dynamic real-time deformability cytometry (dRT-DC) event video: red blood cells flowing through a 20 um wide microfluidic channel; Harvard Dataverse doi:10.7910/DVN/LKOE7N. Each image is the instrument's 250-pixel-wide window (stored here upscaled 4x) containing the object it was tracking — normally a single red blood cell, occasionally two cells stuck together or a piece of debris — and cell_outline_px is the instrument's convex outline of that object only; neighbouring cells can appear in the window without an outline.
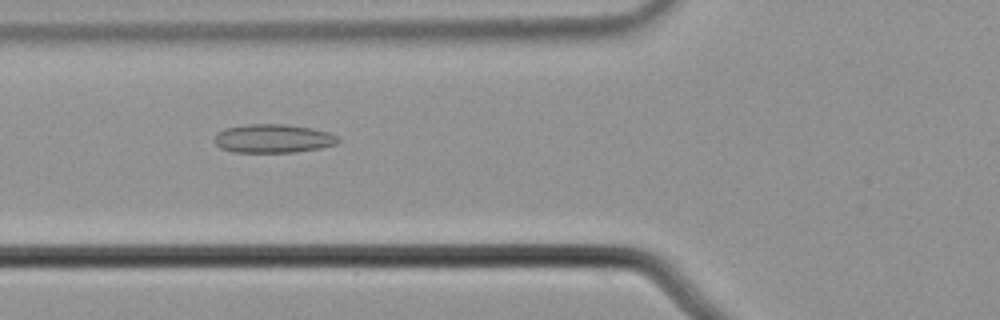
{"species": "common noctule bat (a hibernating species)", "species_latin": "Nyctalus noctula", "temperature_condition": "cold", "stored_images_in_passage": 42, "camera_frame_rate_fps": 3000, "um_per_image_px": 0.085, "animal": {"sex": "male", "body_mass_g": 21.5, "forearm_length_mm": 52.0}, "frame": {"image": 1, "passage_image": 8, "time_ms": 2.333, "image_size_px": [1000, 320], "cell_outline_px": [[340, 140], [336, 144], [320, 148], [296, 152], [232, 152], [220, 148], [212, 140], [216, 132], [224, 128], [248, 124], [284, 124], [312, 128], [328, 132], [336, 136]], "centroid_in_image_um": [23.16, 11.77], "position_along_channel_um": 102.6, "area_um2": 20.81}}
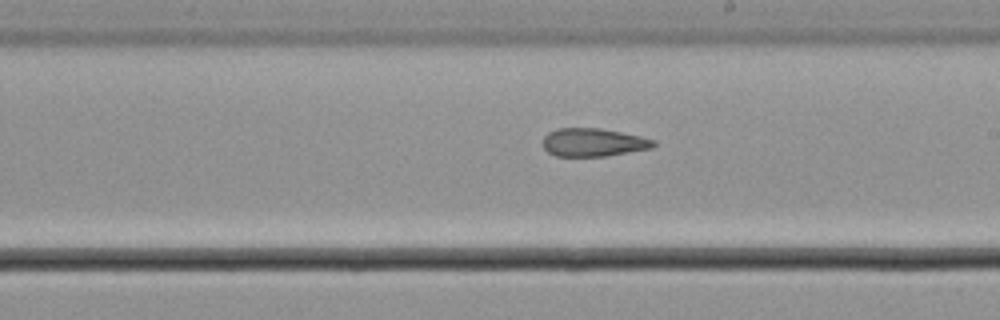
{"frame": {"image": 2, "passage_image": 19, "time_ms": 6.0, "image_size_px": [1000, 320], "cell_outline_px": [[656, 144], [652, 148], [608, 156], [556, 156], [548, 152], [544, 148], [544, 136], [548, 132], [556, 128], [600, 128], [640, 136], [656, 140]], "centroid_in_image_um": [50.44, 12.1], "position_along_channel_um": 238.6, "area_um2": 18.21}}
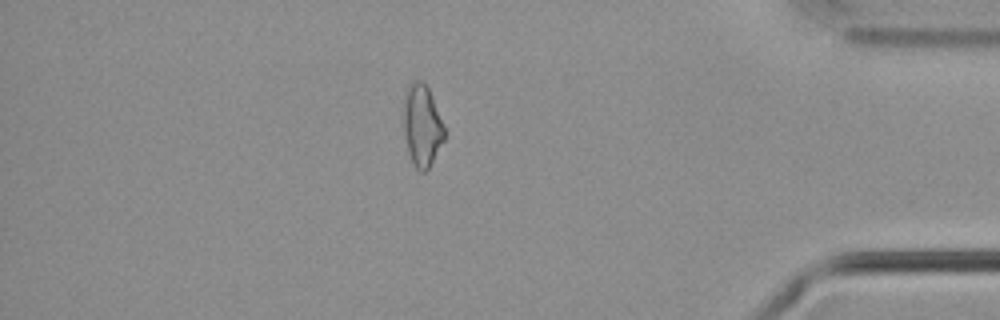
{"frame": {"image": 3, "passage_image": 35, "time_ms": 11.333, "image_size_px": [1000, 320], "cell_outline_px": [[444, 140], [428, 168], [424, 172], [420, 172], [416, 168], [408, 152], [400, 116], [404, 92], [408, 84], [412, 80], [420, 80], [428, 88], [444, 128]], "centroid_in_image_um": [35.79, 10.62], "position_along_channel_um": 399.4, "area_um2": 19.71}, "authors_computed_cell_mechanics": {"area_um2": 19.0451, "velocity_mm_per_s": 3.71, "shape_relaxation_time_tau1_ms": null, "shape_relaxation_time_tau2_ms": 4.4396, "deformation_change_tau1": null, "deformation_change_tau2": 0.1358}}